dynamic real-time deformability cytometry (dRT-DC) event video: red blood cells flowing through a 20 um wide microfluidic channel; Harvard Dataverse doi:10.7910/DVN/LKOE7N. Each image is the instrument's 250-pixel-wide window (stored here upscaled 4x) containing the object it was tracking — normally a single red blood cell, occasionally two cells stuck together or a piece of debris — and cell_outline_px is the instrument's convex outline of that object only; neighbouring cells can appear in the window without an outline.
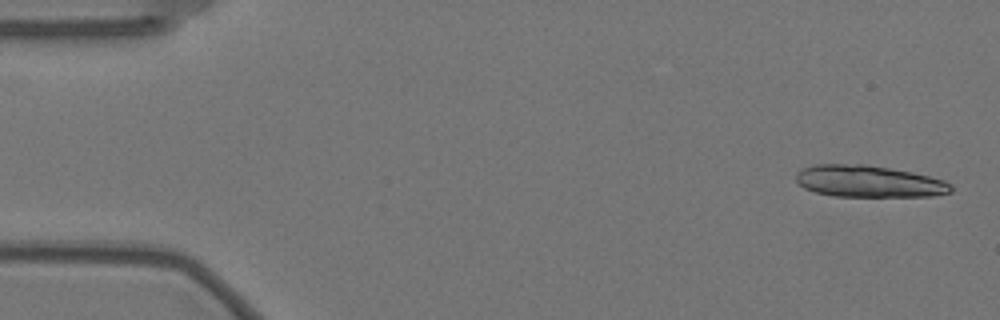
{"species": "Egyptian fruit bat (a non-hibernating species)", "species_latin": "Rousettus aegyptiacus", "temperature_condition": "warm", "stored_images_in_passage": 57, "segment_of_instrument_passage": [1, 2], "camera_frame_rate_fps": 3000, "um_per_image_px": 0.085, "animal": {"sex": "female"}, "frame": {"image": 1, "passage_image": 2, "time_ms": 0.333, "image_size_px": [1000, 320], "cell_outline_px": [[952, 192], [932, 196], [832, 196], [816, 192], [804, 188], [796, 180], [796, 172], [800, 168], [812, 164], [864, 164], [912, 172], [944, 180], [952, 184]], "centroid_in_image_um": [73.82, 15.41], "position_along_channel_um": 11.2, "area_um2": 28.78}}
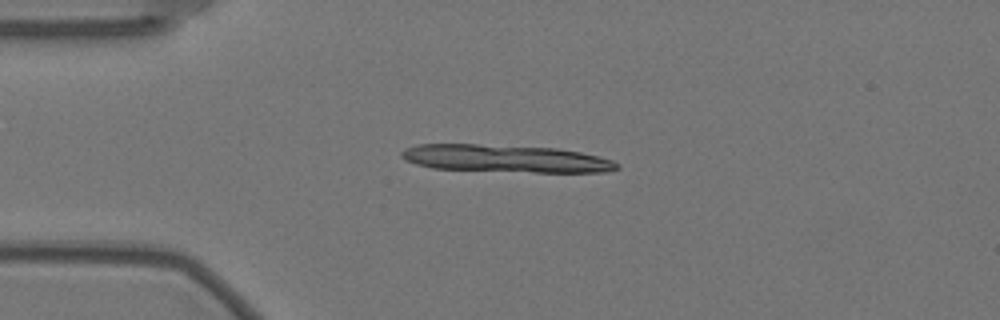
{"frame": {"image": 2, "passage_image": 13, "time_ms": 4.0, "image_size_px": [1000, 320], "cell_outline_px": [[620, 168], [608, 172], [536, 172], [432, 168], [416, 164], [404, 160], [400, 156], [400, 152], [404, 148], [416, 144], [476, 144], [556, 148], [580, 152], [612, 160], [620, 164]], "centroid_in_image_um": [42.95, 13.47], "position_along_channel_um": 42.1, "area_um2": 34.51}}